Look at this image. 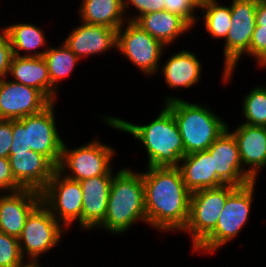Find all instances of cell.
<instances>
[{
  "label": "cell",
  "instance_id": "6da1fadb",
  "mask_svg": "<svg viewBox=\"0 0 266 267\" xmlns=\"http://www.w3.org/2000/svg\"><path fill=\"white\" fill-rule=\"evenodd\" d=\"M143 174L147 225L160 232L183 231L190 213L191 192L178 167H147Z\"/></svg>",
  "mask_w": 266,
  "mask_h": 267
},
{
  "label": "cell",
  "instance_id": "7a4b0ae2",
  "mask_svg": "<svg viewBox=\"0 0 266 267\" xmlns=\"http://www.w3.org/2000/svg\"><path fill=\"white\" fill-rule=\"evenodd\" d=\"M103 122L139 139L147 151V167H178L185 156L182 138L173 113L164 105L158 117L146 125L102 116Z\"/></svg>",
  "mask_w": 266,
  "mask_h": 267
},
{
  "label": "cell",
  "instance_id": "3957f363",
  "mask_svg": "<svg viewBox=\"0 0 266 267\" xmlns=\"http://www.w3.org/2000/svg\"><path fill=\"white\" fill-rule=\"evenodd\" d=\"M136 221L147 224L143 174L123 167L114 174L107 213L97 228L118 235L126 232Z\"/></svg>",
  "mask_w": 266,
  "mask_h": 267
},
{
  "label": "cell",
  "instance_id": "277c9868",
  "mask_svg": "<svg viewBox=\"0 0 266 267\" xmlns=\"http://www.w3.org/2000/svg\"><path fill=\"white\" fill-rule=\"evenodd\" d=\"M164 105L173 113L178 126L185 156L207 150L227 129L220 116L203 104L190 103L184 99L168 96Z\"/></svg>",
  "mask_w": 266,
  "mask_h": 267
},
{
  "label": "cell",
  "instance_id": "5b68a950",
  "mask_svg": "<svg viewBox=\"0 0 266 267\" xmlns=\"http://www.w3.org/2000/svg\"><path fill=\"white\" fill-rule=\"evenodd\" d=\"M55 103L51 102L39 113L12 120L13 143L10 154L32 150L46 156L56 167L59 166L64 141L56 128Z\"/></svg>",
  "mask_w": 266,
  "mask_h": 267
},
{
  "label": "cell",
  "instance_id": "8992f818",
  "mask_svg": "<svg viewBox=\"0 0 266 267\" xmlns=\"http://www.w3.org/2000/svg\"><path fill=\"white\" fill-rule=\"evenodd\" d=\"M256 180L236 187L227 197L215 229L193 250L215 253L231 242L247 224ZM232 239V240H231Z\"/></svg>",
  "mask_w": 266,
  "mask_h": 267
},
{
  "label": "cell",
  "instance_id": "52a82bcc",
  "mask_svg": "<svg viewBox=\"0 0 266 267\" xmlns=\"http://www.w3.org/2000/svg\"><path fill=\"white\" fill-rule=\"evenodd\" d=\"M257 0H232L231 25L224 40L222 81L228 82L242 55L250 56V43L256 26Z\"/></svg>",
  "mask_w": 266,
  "mask_h": 267
},
{
  "label": "cell",
  "instance_id": "ba28073f",
  "mask_svg": "<svg viewBox=\"0 0 266 267\" xmlns=\"http://www.w3.org/2000/svg\"><path fill=\"white\" fill-rule=\"evenodd\" d=\"M64 230L67 232L50 210L40 202L27 216L18 238L23 258L30 259L29 262H39L38 258L42 254L50 252L60 243Z\"/></svg>",
  "mask_w": 266,
  "mask_h": 267
},
{
  "label": "cell",
  "instance_id": "9c48e42d",
  "mask_svg": "<svg viewBox=\"0 0 266 267\" xmlns=\"http://www.w3.org/2000/svg\"><path fill=\"white\" fill-rule=\"evenodd\" d=\"M235 188L224 184L191 193L189 219L183 232L192 237V251L215 229L226 199Z\"/></svg>",
  "mask_w": 266,
  "mask_h": 267
},
{
  "label": "cell",
  "instance_id": "30bf717a",
  "mask_svg": "<svg viewBox=\"0 0 266 267\" xmlns=\"http://www.w3.org/2000/svg\"><path fill=\"white\" fill-rule=\"evenodd\" d=\"M114 151V148L97 139L73 149H69L64 143L57 169L66 177L76 181L105 175L113 168L111 160L115 155ZM67 168L69 174L66 173Z\"/></svg>",
  "mask_w": 266,
  "mask_h": 267
},
{
  "label": "cell",
  "instance_id": "8fae6325",
  "mask_svg": "<svg viewBox=\"0 0 266 267\" xmlns=\"http://www.w3.org/2000/svg\"><path fill=\"white\" fill-rule=\"evenodd\" d=\"M82 196L80 182L66 177L56 169L41 191V202L66 230L77 220L81 228Z\"/></svg>",
  "mask_w": 266,
  "mask_h": 267
},
{
  "label": "cell",
  "instance_id": "7c38bea8",
  "mask_svg": "<svg viewBox=\"0 0 266 267\" xmlns=\"http://www.w3.org/2000/svg\"><path fill=\"white\" fill-rule=\"evenodd\" d=\"M127 24V26H125ZM117 33V50L145 75L159 71V62L166 48L134 21H126Z\"/></svg>",
  "mask_w": 266,
  "mask_h": 267
},
{
  "label": "cell",
  "instance_id": "4fadbf2b",
  "mask_svg": "<svg viewBox=\"0 0 266 267\" xmlns=\"http://www.w3.org/2000/svg\"><path fill=\"white\" fill-rule=\"evenodd\" d=\"M7 78L0 79V119L18 120L51 103L39 90Z\"/></svg>",
  "mask_w": 266,
  "mask_h": 267
},
{
  "label": "cell",
  "instance_id": "5bb4252c",
  "mask_svg": "<svg viewBox=\"0 0 266 267\" xmlns=\"http://www.w3.org/2000/svg\"><path fill=\"white\" fill-rule=\"evenodd\" d=\"M207 150L213 158L214 172L225 184L239 187L255 180L242 167L238 145L228 125Z\"/></svg>",
  "mask_w": 266,
  "mask_h": 267
},
{
  "label": "cell",
  "instance_id": "9a60e30c",
  "mask_svg": "<svg viewBox=\"0 0 266 267\" xmlns=\"http://www.w3.org/2000/svg\"><path fill=\"white\" fill-rule=\"evenodd\" d=\"M40 202L41 192L29 188L0 195V231L19 238L27 216Z\"/></svg>",
  "mask_w": 266,
  "mask_h": 267
},
{
  "label": "cell",
  "instance_id": "2e32d148",
  "mask_svg": "<svg viewBox=\"0 0 266 267\" xmlns=\"http://www.w3.org/2000/svg\"><path fill=\"white\" fill-rule=\"evenodd\" d=\"M113 169L107 174L79 181L83 192L81 229L94 230L105 219Z\"/></svg>",
  "mask_w": 266,
  "mask_h": 267
},
{
  "label": "cell",
  "instance_id": "e0dca14e",
  "mask_svg": "<svg viewBox=\"0 0 266 267\" xmlns=\"http://www.w3.org/2000/svg\"><path fill=\"white\" fill-rule=\"evenodd\" d=\"M14 179L23 187L41 192L49 183L57 167L43 154L16 152L9 154Z\"/></svg>",
  "mask_w": 266,
  "mask_h": 267
},
{
  "label": "cell",
  "instance_id": "ac0fdd59",
  "mask_svg": "<svg viewBox=\"0 0 266 267\" xmlns=\"http://www.w3.org/2000/svg\"><path fill=\"white\" fill-rule=\"evenodd\" d=\"M117 33L118 29L81 22L80 26L72 29L64 43L79 59H82L88 55H98L114 47L117 48Z\"/></svg>",
  "mask_w": 266,
  "mask_h": 267
},
{
  "label": "cell",
  "instance_id": "d6986e66",
  "mask_svg": "<svg viewBox=\"0 0 266 267\" xmlns=\"http://www.w3.org/2000/svg\"><path fill=\"white\" fill-rule=\"evenodd\" d=\"M236 139L240 161L257 181L258 172L266 167V127L241 123L231 131Z\"/></svg>",
  "mask_w": 266,
  "mask_h": 267
},
{
  "label": "cell",
  "instance_id": "ffe728a7",
  "mask_svg": "<svg viewBox=\"0 0 266 267\" xmlns=\"http://www.w3.org/2000/svg\"><path fill=\"white\" fill-rule=\"evenodd\" d=\"M178 168L191 193L225 184L214 172L213 158L208 150L187 154L181 159Z\"/></svg>",
  "mask_w": 266,
  "mask_h": 267
},
{
  "label": "cell",
  "instance_id": "44dd1931",
  "mask_svg": "<svg viewBox=\"0 0 266 267\" xmlns=\"http://www.w3.org/2000/svg\"><path fill=\"white\" fill-rule=\"evenodd\" d=\"M15 82L39 90L50 102L57 100V90L51 85L48 67L43 57L13 56L9 74Z\"/></svg>",
  "mask_w": 266,
  "mask_h": 267
},
{
  "label": "cell",
  "instance_id": "7402d4cb",
  "mask_svg": "<svg viewBox=\"0 0 266 267\" xmlns=\"http://www.w3.org/2000/svg\"><path fill=\"white\" fill-rule=\"evenodd\" d=\"M134 22L164 46L192 28L184 18L166 10L147 13Z\"/></svg>",
  "mask_w": 266,
  "mask_h": 267
},
{
  "label": "cell",
  "instance_id": "603a6c76",
  "mask_svg": "<svg viewBox=\"0 0 266 267\" xmlns=\"http://www.w3.org/2000/svg\"><path fill=\"white\" fill-rule=\"evenodd\" d=\"M196 54L181 50L170 56L161 69L169 88H190L201 79L202 64Z\"/></svg>",
  "mask_w": 266,
  "mask_h": 267
},
{
  "label": "cell",
  "instance_id": "cb8c5ba5",
  "mask_svg": "<svg viewBox=\"0 0 266 267\" xmlns=\"http://www.w3.org/2000/svg\"><path fill=\"white\" fill-rule=\"evenodd\" d=\"M79 13L83 23L111 29H119L128 18L124 16L123 0H82Z\"/></svg>",
  "mask_w": 266,
  "mask_h": 267
},
{
  "label": "cell",
  "instance_id": "d4e9b609",
  "mask_svg": "<svg viewBox=\"0 0 266 267\" xmlns=\"http://www.w3.org/2000/svg\"><path fill=\"white\" fill-rule=\"evenodd\" d=\"M9 36L15 56L19 57H43L46 50L35 51L45 47L46 38L44 31L39 27L28 23H14L3 29ZM23 51L25 53H20Z\"/></svg>",
  "mask_w": 266,
  "mask_h": 267
},
{
  "label": "cell",
  "instance_id": "484cf974",
  "mask_svg": "<svg viewBox=\"0 0 266 267\" xmlns=\"http://www.w3.org/2000/svg\"><path fill=\"white\" fill-rule=\"evenodd\" d=\"M43 58L47 63L51 85L56 90L58 89L57 86L59 81L69 77L80 60L76 54L65 45L64 42L61 46H59V48H47Z\"/></svg>",
  "mask_w": 266,
  "mask_h": 267
},
{
  "label": "cell",
  "instance_id": "4316f807",
  "mask_svg": "<svg viewBox=\"0 0 266 267\" xmlns=\"http://www.w3.org/2000/svg\"><path fill=\"white\" fill-rule=\"evenodd\" d=\"M206 31L214 39H226L231 23V5H220L217 0H200Z\"/></svg>",
  "mask_w": 266,
  "mask_h": 267
},
{
  "label": "cell",
  "instance_id": "83f0119b",
  "mask_svg": "<svg viewBox=\"0 0 266 267\" xmlns=\"http://www.w3.org/2000/svg\"><path fill=\"white\" fill-rule=\"evenodd\" d=\"M243 123L250 126L266 127V87H255L243 98Z\"/></svg>",
  "mask_w": 266,
  "mask_h": 267
},
{
  "label": "cell",
  "instance_id": "f1b7e54d",
  "mask_svg": "<svg viewBox=\"0 0 266 267\" xmlns=\"http://www.w3.org/2000/svg\"><path fill=\"white\" fill-rule=\"evenodd\" d=\"M24 260L19 239L0 231V267H21Z\"/></svg>",
  "mask_w": 266,
  "mask_h": 267
},
{
  "label": "cell",
  "instance_id": "f546056e",
  "mask_svg": "<svg viewBox=\"0 0 266 267\" xmlns=\"http://www.w3.org/2000/svg\"><path fill=\"white\" fill-rule=\"evenodd\" d=\"M165 10L178 14L191 26L197 23L195 9H199L200 0H164Z\"/></svg>",
  "mask_w": 266,
  "mask_h": 267
},
{
  "label": "cell",
  "instance_id": "4dcf8cb0",
  "mask_svg": "<svg viewBox=\"0 0 266 267\" xmlns=\"http://www.w3.org/2000/svg\"><path fill=\"white\" fill-rule=\"evenodd\" d=\"M257 61V65L266 67V27L255 26L250 43V57Z\"/></svg>",
  "mask_w": 266,
  "mask_h": 267
},
{
  "label": "cell",
  "instance_id": "1f68e13d",
  "mask_svg": "<svg viewBox=\"0 0 266 267\" xmlns=\"http://www.w3.org/2000/svg\"><path fill=\"white\" fill-rule=\"evenodd\" d=\"M129 5L135 7L138 13L137 15L127 18L128 21H135L138 17L150 12L165 10L164 0H123V10L125 14L127 13L126 10L129 8Z\"/></svg>",
  "mask_w": 266,
  "mask_h": 267
},
{
  "label": "cell",
  "instance_id": "d6a6232c",
  "mask_svg": "<svg viewBox=\"0 0 266 267\" xmlns=\"http://www.w3.org/2000/svg\"><path fill=\"white\" fill-rule=\"evenodd\" d=\"M13 56L9 36L2 28L0 31V79L8 77Z\"/></svg>",
  "mask_w": 266,
  "mask_h": 267
},
{
  "label": "cell",
  "instance_id": "836d02e7",
  "mask_svg": "<svg viewBox=\"0 0 266 267\" xmlns=\"http://www.w3.org/2000/svg\"><path fill=\"white\" fill-rule=\"evenodd\" d=\"M23 187L14 179L9 158L0 157V191L14 192Z\"/></svg>",
  "mask_w": 266,
  "mask_h": 267
},
{
  "label": "cell",
  "instance_id": "e575fe53",
  "mask_svg": "<svg viewBox=\"0 0 266 267\" xmlns=\"http://www.w3.org/2000/svg\"><path fill=\"white\" fill-rule=\"evenodd\" d=\"M12 143V120L0 119V157L9 158Z\"/></svg>",
  "mask_w": 266,
  "mask_h": 267
},
{
  "label": "cell",
  "instance_id": "d590c367",
  "mask_svg": "<svg viewBox=\"0 0 266 267\" xmlns=\"http://www.w3.org/2000/svg\"><path fill=\"white\" fill-rule=\"evenodd\" d=\"M256 25L266 27V0H257Z\"/></svg>",
  "mask_w": 266,
  "mask_h": 267
},
{
  "label": "cell",
  "instance_id": "8d00e7d4",
  "mask_svg": "<svg viewBox=\"0 0 266 267\" xmlns=\"http://www.w3.org/2000/svg\"><path fill=\"white\" fill-rule=\"evenodd\" d=\"M39 262H26L23 266L21 267H40V263Z\"/></svg>",
  "mask_w": 266,
  "mask_h": 267
}]
</instances>
